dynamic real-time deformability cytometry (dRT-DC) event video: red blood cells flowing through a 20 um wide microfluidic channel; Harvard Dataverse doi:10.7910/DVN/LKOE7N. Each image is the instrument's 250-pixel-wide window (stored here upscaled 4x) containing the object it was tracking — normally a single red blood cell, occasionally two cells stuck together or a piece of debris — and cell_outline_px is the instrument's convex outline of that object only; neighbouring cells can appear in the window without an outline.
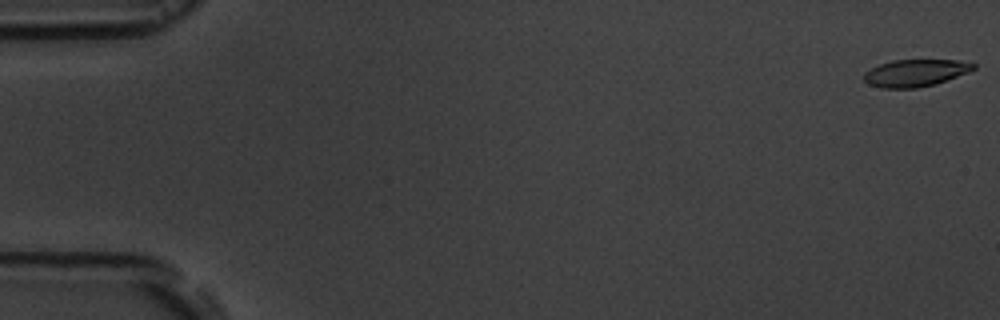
{"species": "common noctule bat (a hibernating species)", "species_latin": "Nyctalus noctula", "temperature_condition": "room temperature", "stored_images_in_passage": 56, "camera_frame_rate_fps": 3000, "um_per_image_px": 0.085, "animal": {"sex": "male", "body_mass_g": 19.5, "forearm_length_mm": 54.6}, "frame": {"image": 1, "passage_image": 1, "time_ms": 0.0, "image_size_px": [1000, 320], "cell_outline_px": [[976, 68], [968, 72], [936, 84], [916, 88], [880, 88], [868, 84], [864, 80], [864, 72], [880, 64], [892, 60], [956, 60], [976, 64]], "centroid_in_image_um": [77.79, 6.2], "position_along_channel_um": 7.2, "area_um2": 17.28}}
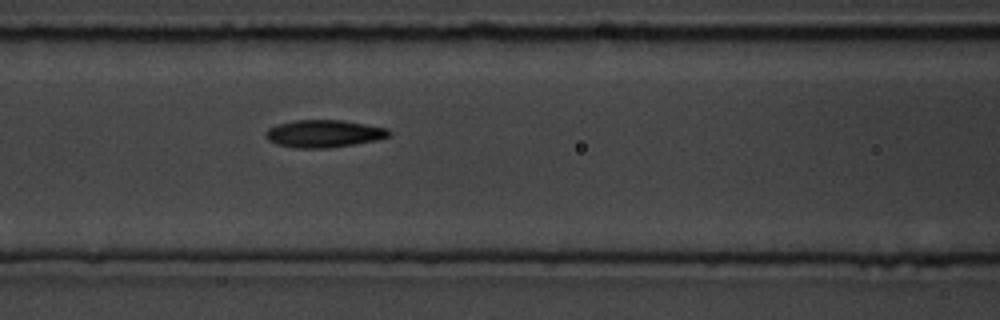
{"frame": {"image": 2, "passage_image": 24, "time_ms": 7.667, "image_size_px": [1000, 320], "cell_outline_px": [[392, 136], [376, 140], [328, 148], [296, 148], [276, 144], [268, 140], [264, 136], [264, 132], [268, 128], [276, 124], [296, 120], [340, 120], [388, 128], [392, 132]], "centroid_in_image_um": [27.5, 11.36], "position_along_channel_um": 139.1, "area_um2": 19.83}}
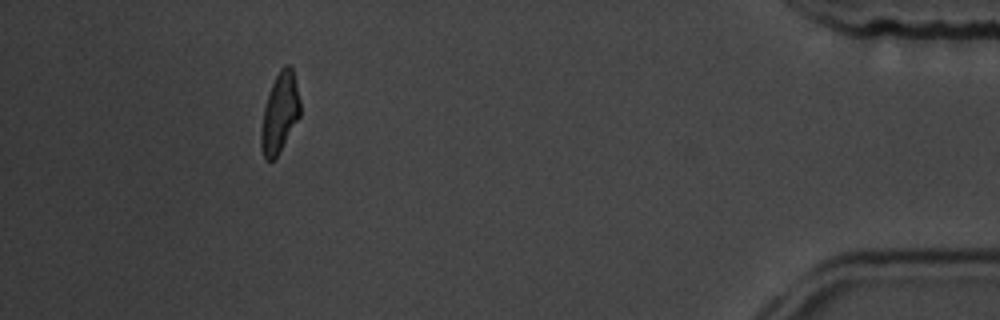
{"frame": {"image": 3, "passage_image": 51, "time_ms": 16.667, "image_size_px": [1000, 320], "cell_outline_px": [[300, 116], [280, 152], [272, 160], [264, 160], [260, 148], [260, 132], [264, 108], [268, 92], [280, 68], [284, 64], [288, 64], [292, 68], [300, 100]], "centroid_in_image_um": [23.76, 9.62], "position_along_channel_um": 411.4, "area_um2": 18.26}, "authors_computed_cell_mechanics": {"area_um2": 19.0162, "velocity_mm_per_s": 3.6913, "shape_relaxation_time_tau1_ms": 5.6266, "shape_relaxation_time_tau2_ms": 3.1225, "deformation_change_tau1": 0.1994, "deformation_change_tau2": 0.0834}}